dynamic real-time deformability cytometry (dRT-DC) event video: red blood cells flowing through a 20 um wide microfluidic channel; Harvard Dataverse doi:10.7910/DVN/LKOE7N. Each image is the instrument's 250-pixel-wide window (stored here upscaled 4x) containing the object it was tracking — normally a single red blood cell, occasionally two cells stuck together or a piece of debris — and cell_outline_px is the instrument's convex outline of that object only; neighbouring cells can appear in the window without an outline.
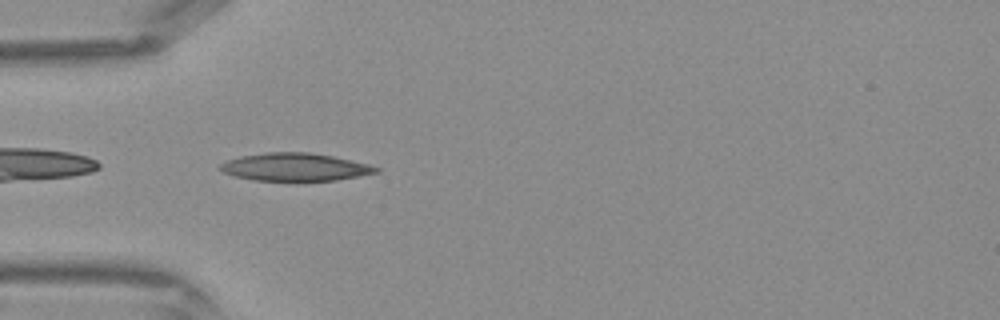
{"species": "Egyptian fruit bat (a non-hibernating species)", "species_latin": "Rousettus aegyptiacus", "temperature_condition": "warm", "stored_images_in_passage": 30, "camera_frame_rate_fps": 3000, "um_per_image_px": 0.085, "frame": {"image": 1, "passage_image": 1, "time_ms": 0.0, "image_size_px": [1000, 320], "cell_outline_px": [[380, 172], [336, 180], [252, 180], [236, 176], [224, 172], [220, 168], [220, 164], [228, 160], [240, 156], [268, 152], [308, 152], [332, 156], [368, 164], [380, 168]], "centroid_in_image_um": [25.09, 14.19], "position_along_channel_um": 59.9, "area_um2": 24.91}}
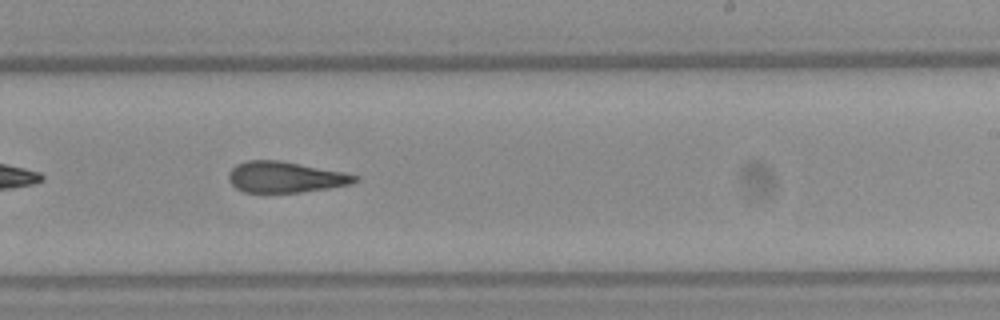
{"frame": {"image": 2, "passage_image": 14, "time_ms": 4.333, "image_size_px": [1000, 320], "cell_outline_px": [[360, 180], [352, 184], [328, 188], [300, 192], [244, 192], [236, 188], [228, 180], [228, 172], [236, 164], [248, 160], [280, 160], [344, 172], [360, 176]], "centroid_in_image_um": [24.26, 15.05], "position_along_channel_um": 264.7, "area_um2": 22.89}}
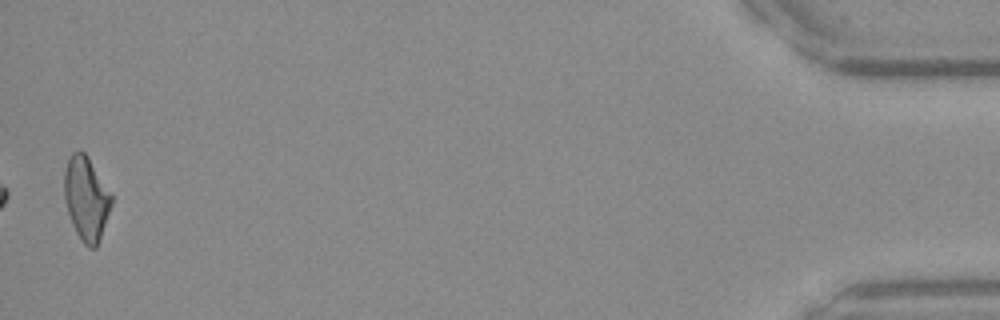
{"frame": {"image": 3, "passage_image": 30, "time_ms": 9.667, "image_size_px": [1000, 320], "cell_outline_px": [[112, 204], [100, 240], [96, 248], [88, 248], [84, 244], [76, 232], [72, 224], [68, 212], [64, 196], [64, 172], [68, 156], [72, 152], [80, 148], [88, 156], [112, 196]], "centroid_in_image_um": [7.32, 16.85], "position_along_channel_um": 427.9, "area_um2": 23.12}}